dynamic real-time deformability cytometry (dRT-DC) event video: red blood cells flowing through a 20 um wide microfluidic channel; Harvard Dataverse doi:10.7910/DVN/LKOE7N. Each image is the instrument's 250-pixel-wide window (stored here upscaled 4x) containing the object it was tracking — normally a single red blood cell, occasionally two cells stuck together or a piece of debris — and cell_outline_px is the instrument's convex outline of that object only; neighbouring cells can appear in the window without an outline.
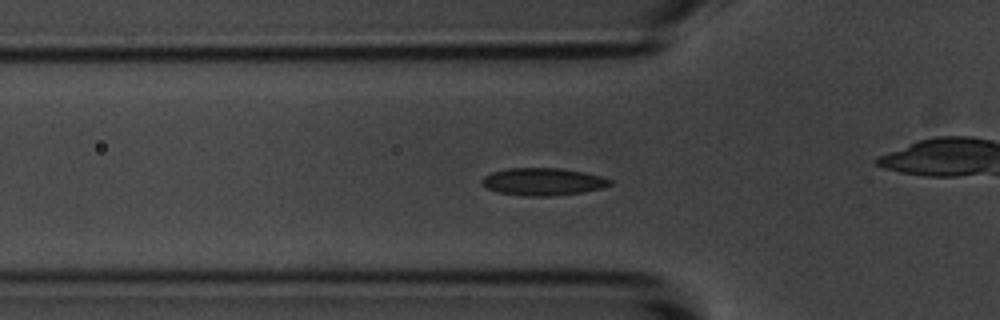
{"species": "common noctule bat (a hibernating species)", "species_latin": "Nyctalus noctula", "temperature_condition": "room temperature", "stored_images_in_passage": 53, "camera_frame_rate_fps": 3000, "um_per_image_px": 0.085, "animal": {"sex": "male", "body_mass_g": 20.1, "forearm_length_mm": 53.5}, "frame": {"image": 1, "passage_image": 15, "time_ms": 4.667, "image_size_px": [1000, 320], "cell_outline_px": [[612, 184], [600, 188], [580, 192], [552, 196], [524, 196], [500, 192], [488, 188], [480, 184], [480, 180], [484, 176], [492, 172], [508, 168], [560, 168], [584, 172], [600, 176], [612, 180]], "centroid_in_image_um": [46.12, 15.43], "position_along_channel_um": 79.7, "area_um2": 20.35}}
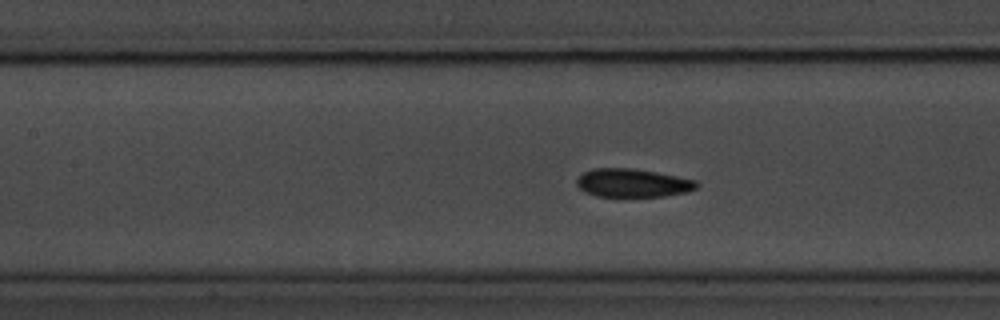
{"frame": {"image": 2, "passage_image": 21, "time_ms": 6.667, "image_size_px": [1000, 320], "cell_outline_px": [[700, 184], [696, 188], [688, 192], [664, 196], [596, 196], [584, 192], [576, 184], [576, 180], [584, 172], [592, 168], [632, 168], [656, 172], [696, 180]], "centroid_in_image_um": [53.78, 15.55], "position_along_channel_um": 153.6, "area_um2": 19.83}}
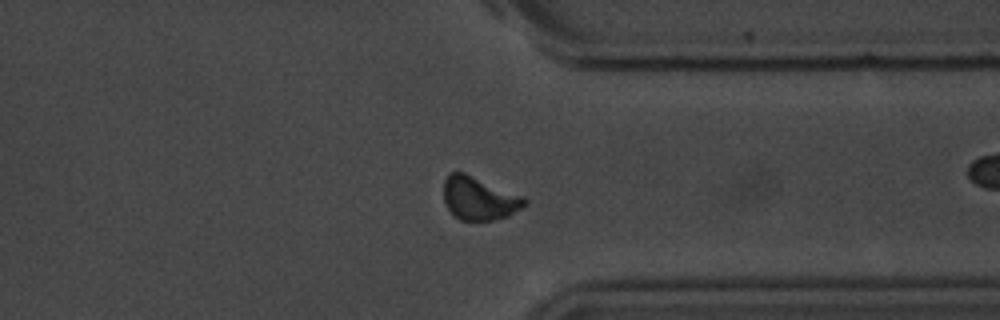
{"frame": {"image": 3, "passage_image": 39, "time_ms": 12.667, "image_size_px": [1000, 320], "cell_outline_px": [[528, 204], [508, 216], [492, 220], [460, 220], [448, 208], [444, 200], [444, 180], [452, 172], [464, 172], [524, 196], [528, 200]], "centroid_in_image_um": [40.76, 16.86], "position_along_channel_um": 370.6, "area_um2": 20.29}, "authors_computed_cell_mechanics": {"area_um2": 19.941, "velocity_mm_per_s": 3.6534, "shape_relaxation_time_tau1_ms": null, "shape_relaxation_time_tau2_ms": 2.1606, "deformation_change_tau1": null, "deformation_change_tau2": 0.0708}}